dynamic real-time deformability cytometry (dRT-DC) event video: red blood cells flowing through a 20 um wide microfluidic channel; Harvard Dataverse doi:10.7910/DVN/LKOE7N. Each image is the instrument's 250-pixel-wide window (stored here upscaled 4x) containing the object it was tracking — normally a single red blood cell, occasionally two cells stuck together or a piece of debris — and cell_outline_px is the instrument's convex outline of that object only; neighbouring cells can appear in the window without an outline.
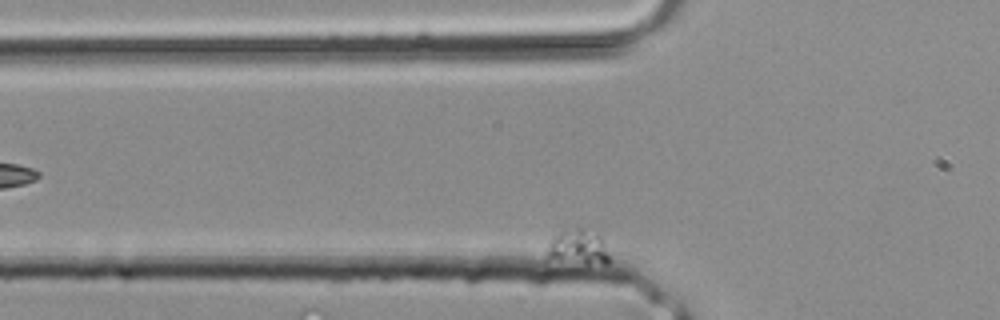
{"species": "common noctule bat (a hibernating species)", "species_latin": "Nyctalus noctula", "temperature_condition": "room temperature", "stored_images_in_passage": 6, "camera_frame_rate_fps": 3000, "um_per_image_px": 0.085, "animal": {"sex": "male", "body_mass_g": 20.4}, "frame": {"image": 1, "passage_image": 3, "time_ms": 0.667, "image_size_px": [1000, 320], "cell_outline_px": [[608, 264], [588, 264], [544, 256], [548, 240], [556, 232], [564, 228], [580, 228], [600, 232], [604, 236], [608, 256]], "centroid_in_image_um": [49.14, 20.94], "position_along_channel_um": 76.7, "area_um2": 13.24}}